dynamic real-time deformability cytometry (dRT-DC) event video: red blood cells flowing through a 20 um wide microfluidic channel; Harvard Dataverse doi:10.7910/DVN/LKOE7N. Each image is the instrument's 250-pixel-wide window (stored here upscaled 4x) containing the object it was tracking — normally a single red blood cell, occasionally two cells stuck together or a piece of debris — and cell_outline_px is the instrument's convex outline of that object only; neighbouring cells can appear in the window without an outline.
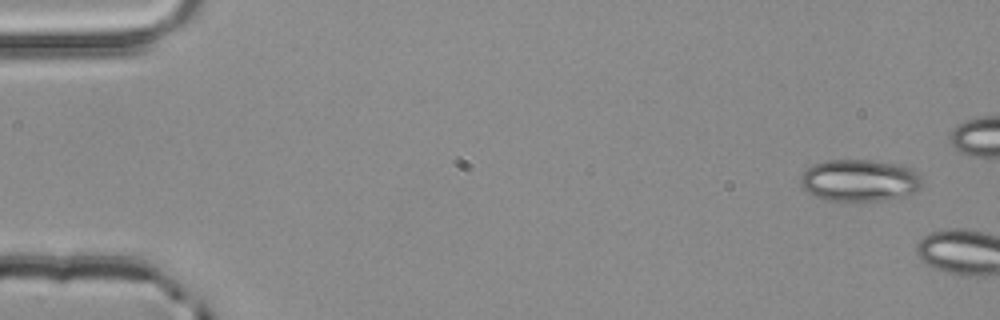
{"species": "common noctule bat (a hibernating species)", "species_latin": "Nyctalus noctula", "temperature_condition": "room temperature", "stored_images_in_passage": 2, "camera_frame_rate_fps": 3000, "um_per_image_px": 0.085, "animal": {"sex": "male", "body_mass_g": 20.4}, "frame": {"image": 1, "passage_image": 1, "time_ms": 0.0, "image_size_px": [1000, 320], "cell_outline_px": [[920, 188], [916, 192], [908, 196], [880, 200], [824, 200], [808, 192], [800, 184], [800, 176], [812, 164], [824, 160], [872, 160], [900, 164], [916, 172], [920, 176]], "centroid_in_image_um": [73.05, 15.32], "position_along_channel_um": 11.9, "area_um2": 29.71}}